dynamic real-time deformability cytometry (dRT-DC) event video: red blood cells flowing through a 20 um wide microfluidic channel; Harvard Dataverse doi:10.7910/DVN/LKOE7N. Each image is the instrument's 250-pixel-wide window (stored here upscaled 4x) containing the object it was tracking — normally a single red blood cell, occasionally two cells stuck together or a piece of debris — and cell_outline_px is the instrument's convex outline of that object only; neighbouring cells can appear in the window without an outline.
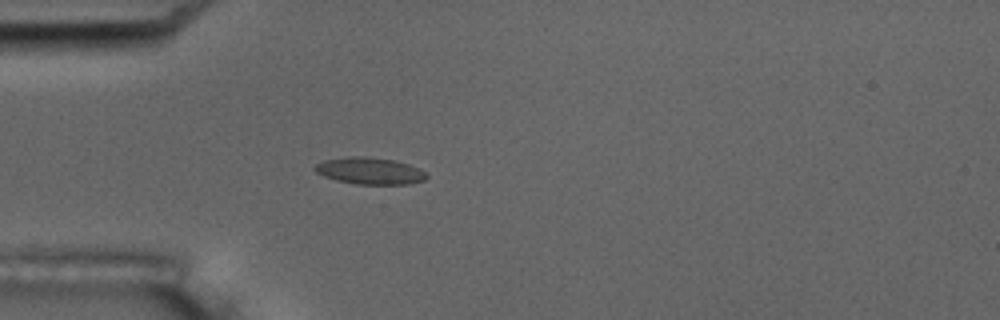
{"species": "common noctule bat (a hibernating species)", "species_latin": "Nyctalus noctula", "temperature_condition": "room temperature", "stored_images_in_passage": 4, "camera_frame_rate_fps": 3000, "um_per_image_px": 0.085, "animal": {"sex": "male", "body_mass_g": 17.5, "forearm_length_mm": 52.3}, "frame": {"image": 1, "passage_image": 4, "time_ms": 4.333, "image_size_px": [1000, 320], "cell_outline_px": [[428, 176], [424, 180], [408, 184], [356, 184], [336, 180], [324, 176], [316, 172], [312, 168], [316, 164], [324, 160], [348, 156], [364, 156], [392, 160], [408, 164], [420, 168]], "centroid_in_image_um": [31.41, 14.52], "position_along_channel_um": 53.6, "area_um2": 17.4}}